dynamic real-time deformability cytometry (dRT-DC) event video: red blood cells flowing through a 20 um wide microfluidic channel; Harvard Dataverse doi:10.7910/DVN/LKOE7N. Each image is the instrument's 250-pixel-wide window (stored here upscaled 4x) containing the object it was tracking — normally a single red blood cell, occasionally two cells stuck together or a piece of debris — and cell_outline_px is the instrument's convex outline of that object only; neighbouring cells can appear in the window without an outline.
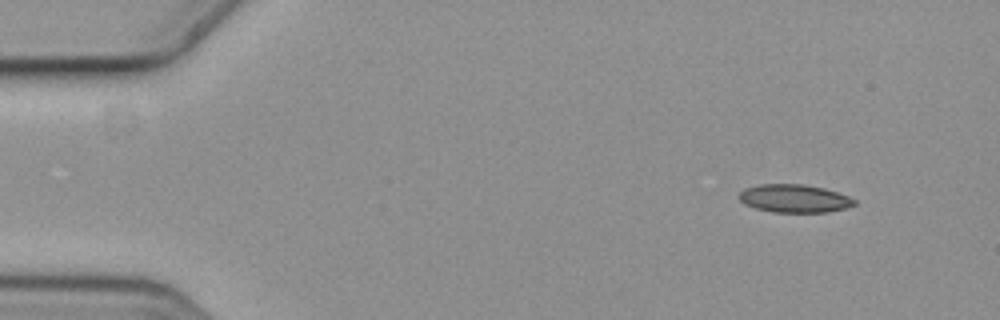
{"species": "common noctule bat (a hibernating species)", "species_latin": "Nyctalus noctula", "temperature_condition": "cold", "stored_images_in_passage": 8, "camera_frame_rate_fps": 3000, "um_per_image_px": 0.085, "animal": {"sex": "female", "body_mass_g": 19.3, "forearm_length_mm": 54.1}, "frame": {"image": 1, "passage_image": 2, "time_ms": 0.333, "image_size_px": [1000, 320], "cell_outline_px": [[856, 204], [844, 208], [828, 212], [772, 212], [756, 208], [744, 204], [736, 196], [744, 188], [760, 184], [804, 184], [824, 188], [848, 196], [856, 200]], "centroid_in_image_um": [67.48, 16.86], "position_along_channel_um": 17.5, "area_um2": 18.9}}
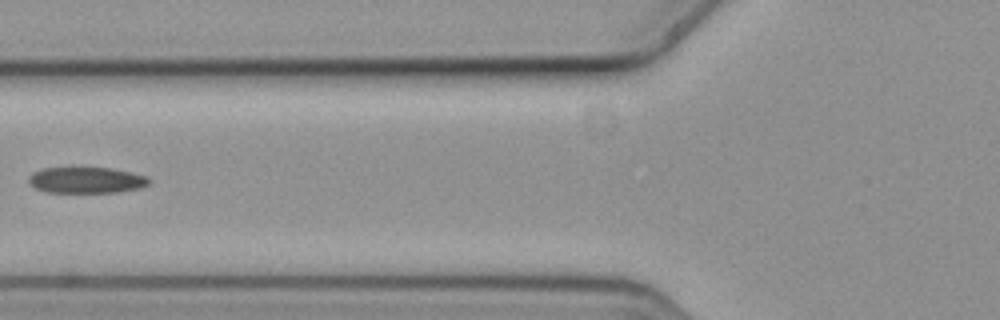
{"frame": {"image": 2, "passage_image": 7, "time_ms": 2.0, "image_size_px": [1000, 320], "cell_outline_px": [[152, 180], [148, 184], [140, 188], [116, 192], [48, 192], [36, 188], [28, 184], [28, 176], [32, 172], [40, 168], [112, 168], [132, 172], [148, 176]], "centroid_in_image_um": [7.34, 15.3], "position_along_channel_um": 118.5, "area_um2": 18.44}}
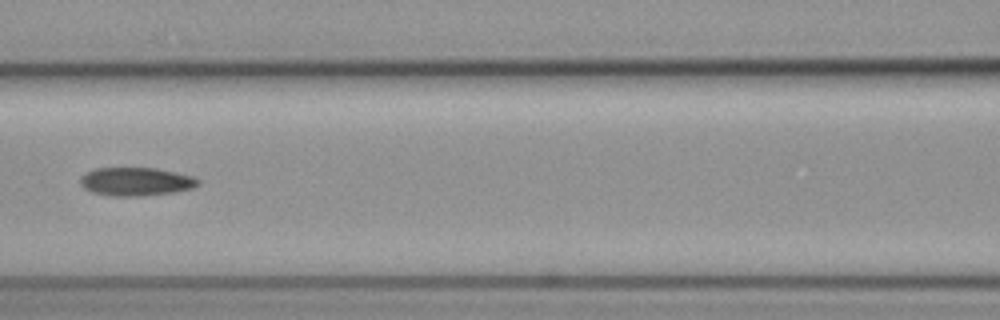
{"frame": {"image": 3, "passage_image": 8, "time_ms": 2.333, "image_size_px": [1000, 320], "cell_outline_px": [[200, 184], [192, 188], [172, 192], [140, 196], [112, 196], [92, 192], [84, 188], [80, 184], [80, 180], [88, 172], [96, 168], [156, 168], [192, 176], [200, 180]], "centroid_in_image_um": [11.57, 15.44], "position_along_channel_um": 155.0, "area_um2": 19.25}}